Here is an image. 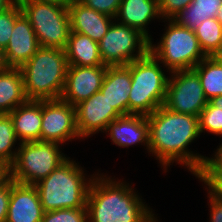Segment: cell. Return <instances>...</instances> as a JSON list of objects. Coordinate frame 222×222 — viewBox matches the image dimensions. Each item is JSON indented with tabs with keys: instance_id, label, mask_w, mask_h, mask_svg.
I'll list each match as a JSON object with an SVG mask.
<instances>
[{
	"instance_id": "74e56055",
	"label": "cell",
	"mask_w": 222,
	"mask_h": 222,
	"mask_svg": "<svg viewBox=\"0 0 222 222\" xmlns=\"http://www.w3.org/2000/svg\"><path fill=\"white\" fill-rule=\"evenodd\" d=\"M41 3H50L55 5H68L71 0H33Z\"/></svg>"
},
{
	"instance_id": "f1b7e54d",
	"label": "cell",
	"mask_w": 222,
	"mask_h": 222,
	"mask_svg": "<svg viewBox=\"0 0 222 222\" xmlns=\"http://www.w3.org/2000/svg\"><path fill=\"white\" fill-rule=\"evenodd\" d=\"M42 222H88L87 208H69L47 211Z\"/></svg>"
},
{
	"instance_id": "7a4b0ae2",
	"label": "cell",
	"mask_w": 222,
	"mask_h": 222,
	"mask_svg": "<svg viewBox=\"0 0 222 222\" xmlns=\"http://www.w3.org/2000/svg\"><path fill=\"white\" fill-rule=\"evenodd\" d=\"M97 175L87 197L88 222H157L152 209L129 183Z\"/></svg>"
},
{
	"instance_id": "836d02e7",
	"label": "cell",
	"mask_w": 222,
	"mask_h": 222,
	"mask_svg": "<svg viewBox=\"0 0 222 222\" xmlns=\"http://www.w3.org/2000/svg\"><path fill=\"white\" fill-rule=\"evenodd\" d=\"M210 200V222H222V201L208 190Z\"/></svg>"
},
{
	"instance_id": "4316f807",
	"label": "cell",
	"mask_w": 222,
	"mask_h": 222,
	"mask_svg": "<svg viewBox=\"0 0 222 222\" xmlns=\"http://www.w3.org/2000/svg\"><path fill=\"white\" fill-rule=\"evenodd\" d=\"M198 119L200 133L205 131L215 135L222 133V109L216 108L208 102L200 112Z\"/></svg>"
},
{
	"instance_id": "7402d4cb",
	"label": "cell",
	"mask_w": 222,
	"mask_h": 222,
	"mask_svg": "<svg viewBox=\"0 0 222 222\" xmlns=\"http://www.w3.org/2000/svg\"><path fill=\"white\" fill-rule=\"evenodd\" d=\"M65 53L68 65L89 67L104 65L99 53V42L81 33L70 32Z\"/></svg>"
},
{
	"instance_id": "6da1fadb",
	"label": "cell",
	"mask_w": 222,
	"mask_h": 222,
	"mask_svg": "<svg viewBox=\"0 0 222 222\" xmlns=\"http://www.w3.org/2000/svg\"><path fill=\"white\" fill-rule=\"evenodd\" d=\"M149 123V151L164 170L174 161L197 176L203 169L206 158L193 154L188 147L201 133L198 117L172 112L163 105L147 116Z\"/></svg>"
},
{
	"instance_id": "484cf974",
	"label": "cell",
	"mask_w": 222,
	"mask_h": 222,
	"mask_svg": "<svg viewBox=\"0 0 222 222\" xmlns=\"http://www.w3.org/2000/svg\"><path fill=\"white\" fill-rule=\"evenodd\" d=\"M12 120L8 114H0V159L10 165L14 162L17 150L12 147L17 142ZM13 150V151H12Z\"/></svg>"
},
{
	"instance_id": "ffe728a7",
	"label": "cell",
	"mask_w": 222,
	"mask_h": 222,
	"mask_svg": "<svg viewBox=\"0 0 222 222\" xmlns=\"http://www.w3.org/2000/svg\"><path fill=\"white\" fill-rule=\"evenodd\" d=\"M160 17L159 0H121L114 19L121 24L140 30L151 40L148 34L149 29L146 27L151 20Z\"/></svg>"
},
{
	"instance_id": "ac0fdd59",
	"label": "cell",
	"mask_w": 222,
	"mask_h": 222,
	"mask_svg": "<svg viewBox=\"0 0 222 222\" xmlns=\"http://www.w3.org/2000/svg\"><path fill=\"white\" fill-rule=\"evenodd\" d=\"M131 71L126 66H107L100 92L121 115H128Z\"/></svg>"
},
{
	"instance_id": "e0dca14e",
	"label": "cell",
	"mask_w": 222,
	"mask_h": 222,
	"mask_svg": "<svg viewBox=\"0 0 222 222\" xmlns=\"http://www.w3.org/2000/svg\"><path fill=\"white\" fill-rule=\"evenodd\" d=\"M105 132H109L112 143L119 147H129L143 143L149 150V123L147 116L125 115L110 122Z\"/></svg>"
},
{
	"instance_id": "ab89813d",
	"label": "cell",
	"mask_w": 222,
	"mask_h": 222,
	"mask_svg": "<svg viewBox=\"0 0 222 222\" xmlns=\"http://www.w3.org/2000/svg\"><path fill=\"white\" fill-rule=\"evenodd\" d=\"M211 105L215 106L216 108L222 109V95L212 98L208 101Z\"/></svg>"
},
{
	"instance_id": "44dd1931",
	"label": "cell",
	"mask_w": 222,
	"mask_h": 222,
	"mask_svg": "<svg viewBox=\"0 0 222 222\" xmlns=\"http://www.w3.org/2000/svg\"><path fill=\"white\" fill-rule=\"evenodd\" d=\"M27 100L21 69L1 66L0 114H9Z\"/></svg>"
},
{
	"instance_id": "9a60e30c",
	"label": "cell",
	"mask_w": 222,
	"mask_h": 222,
	"mask_svg": "<svg viewBox=\"0 0 222 222\" xmlns=\"http://www.w3.org/2000/svg\"><path fill=\"white\" fill-rule=\"evenodd\" d=\"M43 214L36 186L11 180L6 222H42Z\"/></svg>"
},
{
	"instance_id": "8fae6325",
	"label": "cell",
	"mask_w": 222,
	"mask_h": 222,
	"mask_svg": "<svg viewBox=\"0 0 222 222\" xmlns=\"http://www.w3.org/2000/svg\"><path fill=\"white\" fill-rule=\"evenodd\" d=\"M76 138V108L61 98L42 100L40 141L61 144Z\"/></svg>"
},
{
	"instance_id": "3957f363",
	"label": "cell",
	"mask_w": 222,
	"mask_h": 222,
	"mask_svg": "<svg viewBox=\"0 0 222 222\" xmlns=\"http://www.w3.org/2000/svg\"><path fill=\"white\" fill-rule=\"evenodd\" d=\"M83 168L70 157L35 186L44 212L86 208L93 175L85 177Z\"/></svg>"
},
{
	"instance_id": "8d00e7d4",
	"label": "cell",
	"mask_w": 222,
	"mask_h": 222,
	"mask_svg": "<svg viewBox=\"0 0 222 222\" xmlns=\"http://www.w3.org/2000/svg\"><path fill=\"white\" fill-rule=\"evenodd\" d=\"M210 57H212L217 63L222 65V42L219 45L218 49Z\"/></svg>"
},
{
	"instance_id": "d6986e66",
	"label": "cell",
	"mask_w": 222,
	"mask_h": 222,
	"mask_svg": "<svg viewBox=\"0 0 222 222\" xmlns=\"http://www.w3.org/2000/svg\"><path fill=\"white\" fill-rule=\"evenodd\" d=\"M20 143L40 141L42 100H27L8 114Z\"/></svg>"
},
{
	"instance_id": "d4e9b609",
	"label": "cell",
	"mask_w": 222,
	"mask_h": 222,
	"mask_svg": "<svg viewBox=\"0 0 222 222\" xmlns=\"http://www.w3.org/2000/svg\"><path fill=\"white\" fill-rule=\"evenodd\" d=\"M199 45L207 57H210L222 42V25L216 18H208L194 30Z\"/></svg>"
},
{
	"instance_id": "603a6c76",
	"label": "cell",
	"mask_w": 222,
	"mask_h": 222,
	"mask_svg": "<svg viewBox=\"0 0 222 222\" xmlns=\"http://www.w3.org/2000/svg\"><path fill=\"white\" fill-rule=\"evenodd\" d=\"M221 5L222 0H193L172 20L194 31L206 19L215 18Z\"/></svg>"
},
{
	"instance_id": "cb8c5ba5",
	"label": "cell",
	"mask_w": 222,
	"mask_h": 222,
	"mask_svg": "<svg viewBox=\"0 0 222 222\" xmlns=\"http://www.w3.org/2000/svg\"><path fill=\"white\" fill-rule=\"evenodd\" d=\"M193 70L198 74L203 92L209 101L222 95V65L212 57H206L200 61Z\"/></svg>"
},
{
	"instance_id": "7c38bea8",
	"label": "cell",
	"mask_w": 222,
	"mask_h": 222,
	"mask_svg": "<svg viewBox=\"0 0 222 222\" xmlns=\"http://www.w3.org/2000/svg\"><path fill=\"white\" fill-rule=\"evenodd\" d=\"M107 70L102 66H72L68 65L64 90L61 99L76 106L99 92Z\"/></svg>"
},
{
	"instance_id": "d6a6232c",
	"label": "cell",
	"mask_w": 222,
	"mask_h": 222,
	"mask_svg": "<svg viewBox=\"0 0 222 222\" xmlns=\"http://www.w3.org/2000/svg\"><path fill=\"white\" fill-rule=\"evenodd\" d=\"M10 195L11 181L0 188V222H6Z\"/></svg>"
},
{
	"instance_id": "d590c367",
	"label": "cell",
	"mask_w": 222,
	"mask_h": 222,
	"mask_svg": "<svg viewBox=\"0 0 222 222\" xmlns=\"http://www.w3.org/2000/svg\"><path fill=\"white\" fill-rule=\"evenodd\" d=\"M215 197L222 201V180H201Z\"/></svg>"
},
{
	"instance_id": "e575fe53",
	"label": "cell",
	"mask_w": 222,
	"mask_h": 222,
	"mask_svg": "<svg viewBox=\"0 0 222 222\" xmlns=\"http://www.w3.org/2000/svg\"><path fill=\"white\" fill-rule=\"evenodd\" d=\"M11 180V165L0 159V188L7 185Z\"/></svg>"
},
{
	"instance_id": "5bb4252c",
	"label": "cell",
	"mask_w": 222,
	"mask_h": 222,
	"mask_svg": "<svg viewBox=\"0 0 222 222\" xmlns=\"http://www.w3.org/2000/svg\"><path fill=\"white\" fill-rule=\"evenodd\" d=\"M39 48L34 29L22 13L15 21L8 45L0 53L2 66L21 68Z\"/></svg>"
},
{
	"instance_id": "f546056e",
	"label": "cell",
	"mask_w": 222,
	"mask_h": 222,
	"mask_svg": "<svg viewBox=\"0 0 222 222\" xmlns=\"http://www.w3.org/2000/svg\"><path fill=\"white\" fill-rule=\"evenodd\" d=\"M199 180H222V144L214 157L206 158L202 171L196 176Z\"/></svg>"
},
{
	"instance_id": "83f0119b",
	"label": "cell",
	"mask_w": 222,
	"mask_h": 222,
	"mask_svg": "<svg viewBox=\"0 0 222 222\" xmlns=\"http://www.w3.org/2000/svg\"><path fill=\"white\" fill-rule=\"evenodd\" d=\"M21 14L22 11L18 1L0 13V53L8 45L15 21Z\"/></svg>"
},
{
	"instance_id": "1f68e13d",
	"label": "cell",
	"mask_w": 222,
	"mask_h": 222,
	"mask_svg": "<svg viewBox=\"0 0 222 222\" xmlns=\"http://www.w3.org/2000/svg\"><path fill=\"white\" fill-rule=\"evenodd\" d=\"M193 0H159L161 19H172L185 9Z\"/></svg>"
},
{
	"instance_id": "52a82bcc",
	"label": "cell",
	"mask_w": 222,
	"mask_h": 222,
	"mask_svg": "<svg viewBox=\"0 0 222 222\" xmlns=\"http://www.w3.org/2000/svg\"><path fill=\"white\" fill-rule=\"evenodd\" d=\"M18 145L11 164L12 180L18 183L36 185L69 158L55 142L31 141Z\"/></svg>"
},
{
	"instance_id": "f35d334b",
	"label": "cell",
	"mask_w": 222,
	"mask_h": 222,
	"mask_svg": "<svg viewBox=\"0 0 222 222\" xmlns=\"http://www.w3.org/2000/svg\"><path fill=\"white\" fill-rule=\"evenodd\" d=\"M17 0H0V13L11 7Z\"/></svg>"
},
{
	"instance_id": "5b68a950",
	"label": "cell",
	"mask_w": 222,
	"mask_h": 222,
	"mask_svg": "<svg viewBox=\"0 0 222 222\" xmlns=\"http://www.w3.org/2000/svg\"><path fill=\"white\" fill-rule=\"evenodd\" d=\"M160 61L149 52L126 67L131 71L128 115H151L165 101L169 78Z\"/></svg>"
},
{
	"instance_id": "2e32d148",
	"label": "cell",
	"mask_w": 222,
	"mask_h": 222,
	"mask_svg": "<svg viewBox=\"0 0 222 222\" xmlns=\"http://www.w3.org/2000/svg\"><path fill=\"white\" fill-rule=\"evenodd\" d=\"M70 17V32H77L87 35L92 40L99 42L109 30L113 17L80 3L78 0H71L68 4Z\"/></svg>"
},
{
	"instance_id": "ba28073f",
	"label": "cell",
	"mask_w": 222,
	"mask_h": 222,
	"mask_svg": "<svg viewBox=\"0 0 222 222\" xmlns=\"http://www.w3.org/2000/svg\"><path fill=\"white\" fill-rule=\"evenodd\" d=\"M17 1L34 29L40 47L65 50L71 31L68 5Z\"/></svg>"
},
{
	"instance_id": "8992f818",
	"label": "cell",
	"mask_w": 222,
	"mask_h": 222,
	"mask_svg": "<svg viewBox=\"0 0 222 222\" xmlns=\"http://www.w3.org/2000/svg\"><path fill=\"white\" fill-rule=\"evenodd\" d=\"M167 21V29L157 46L150 40V52L169 72L193 69L207 57L198 38L192 29L180 26L172 19Z\"/></svg>"
},
{
	"instance_id": "9c48e42d",
	"label": "cell",
	"mask_w": 222,
	"mask_h": 222,
	"mask_svg": "<svg viewBox=\"0 0 222 222\" xmlns=\"http://www.w3.org/2000/svg\"><path fill=\"white\" fill-rule=\"evenodd\" d=\"M114 21L99 41V53L104 65L127 66L150 52V39L146 35Z\"/></svg>"
},
{
	"instance_id": "30bf717a",
	"label": "cell",
	"mask_w": 222,
	"mask_h": 222,
	"mask_svg": "<svg viewBox=\"0 0 222 222\" xmlns=\"http://www.w3.org/2000/svg\"><path fill=\"white\" fill-rule=\"evenodd\" d=\"M166 97L163 106L175 113L199 117L206 107V99L198 74L193 70L169 73Z\"/></svg>"
},
{
	"instance_id": "60d3db41",
	"label": "cell",
	"mask_w": 222,
	"mask_h": 222,
	"mask_svg": "<svg viewBox=\"0 0 222 222\" xmlns=\"http://www.w3.org/2000/svg\"><path fill=\"white\" fill-rule=\"evenodd\" d=\"M215 18H216V19L220 22V24L222 25V5L219 7L218 12H217Z\"/></svg>"
},
{
	"instance_id": "4dcf8cb0",
	"label": "cell",
	"mask_w": 222,
	"mask_h": 222,
	"mask_svg": "<svg viewBox=\"0 0 222 222\" xmlns=\"http://www.w3.org/2000/svg\"><path fill=\"white\" fill-rule=\"evenodd\" d=\"M88 8L104 13L113 18L116 17L121 0H78Z\"/></svg>"
},
{
	"instance_id": "4fadbf2b",
	"label": "cell",
	"mask_w": 222,
	"mask_h": 222,
	"mask_svg": "<svg viewBox=\"0 0 222 222\" xmlns=\"http://www.w3.org/2000/svg\"><path fill=\"white\" fill-rule=\"evenodd\" d=\"M75 108L77 130L83 139L98 131L104 133L110 122L121 117L100 91L77 104Z\"/></svg>"
},
{
	"instance_id": "277c9868",
	"label": "cell",
	"mask_w": 222,
	"mask_h": 222,
	"mask_svg": "<svg viewBox=\"0 0 222 222\" xmlns=\"http://www.w3.org/2000/svg\"><path fill=\"white\" fill-rule=\"evenodd\" d=\"M20 69L28 100L61 98L68 69L65 50L40 47Z\"/></svg>"
}]
</instances>
